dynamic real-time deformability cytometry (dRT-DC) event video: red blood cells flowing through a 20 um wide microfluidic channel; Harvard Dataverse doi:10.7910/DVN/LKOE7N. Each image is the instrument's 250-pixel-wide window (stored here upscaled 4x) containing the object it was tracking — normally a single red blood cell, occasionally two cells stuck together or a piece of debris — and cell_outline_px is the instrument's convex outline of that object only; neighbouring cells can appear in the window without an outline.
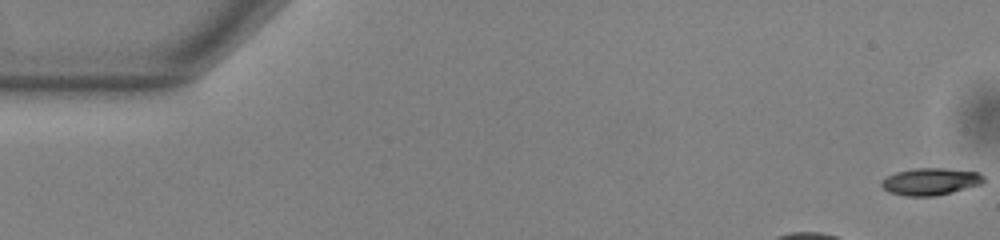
{"species": "common noctule bat (a hibernating species)", "species_latin": "Nyctalus noctula", "temperature_condition": "warm", "stored_images_in_passage": 23, "camera_frame_rate_fps": 3000, "um_per_image_px": 0.085, "animal": {"sex": "male", "body_mass_g": 13.0, "forearm_length_mm": 53.1}, "frame": {"image": 1, "passage_image": 1, "time_ms": 0.0, "image_size_px": [1000, 240], "cell_outline_px": [[984, 180], [980, 184], [932, 196], [904, 196], [888, 192], [880, 184], [880, 180], [896, 172], [916, 168], [944, 168], [980, 172], [984, 176]], "centroid_in_image_um": [79.05, 15.42], "position_along_channel_um": 6.0, "area_um2": 15.95}}
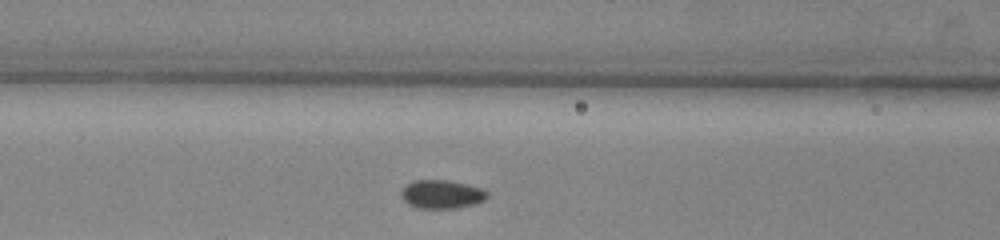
{"frame": {"image": 2, "passage_image": 18, "time_ms": 5.667, "image_size_px": [1000, 240], "cell_outline_px": [[488, 196], [484, 200], [476, 204], [456, 208], [420, 208], [408, 204], [400, 196], [400, 192], [412, 180], [448, 180], [468, 184], [480, 188], [488, 192]], "centroid_in_image_um": [37.55, 16.51], "position_along_channel_um": 129.0, "area_um2": 14.33}}
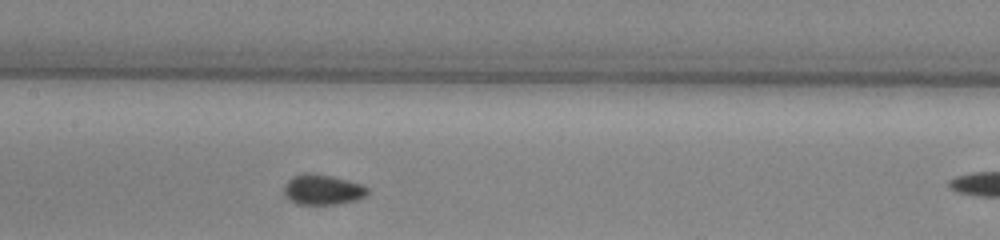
{"frame": {"image": 3, "passage_image": 22, "time_ms": 7.0, "image_size_px": [1000, 240], "cell_outline_px": [[368, 192], [364, 196], [356, 200], [336, 204], [296, 204], [288, 200], [284, 196], [284, 184], [292, 176], [332, 176], [360, 184], [368, 188]], "centroid_in_image_um": [27.4, 16.17], "position_along_channel_um": 180.0, "area_um2": 14.16}}